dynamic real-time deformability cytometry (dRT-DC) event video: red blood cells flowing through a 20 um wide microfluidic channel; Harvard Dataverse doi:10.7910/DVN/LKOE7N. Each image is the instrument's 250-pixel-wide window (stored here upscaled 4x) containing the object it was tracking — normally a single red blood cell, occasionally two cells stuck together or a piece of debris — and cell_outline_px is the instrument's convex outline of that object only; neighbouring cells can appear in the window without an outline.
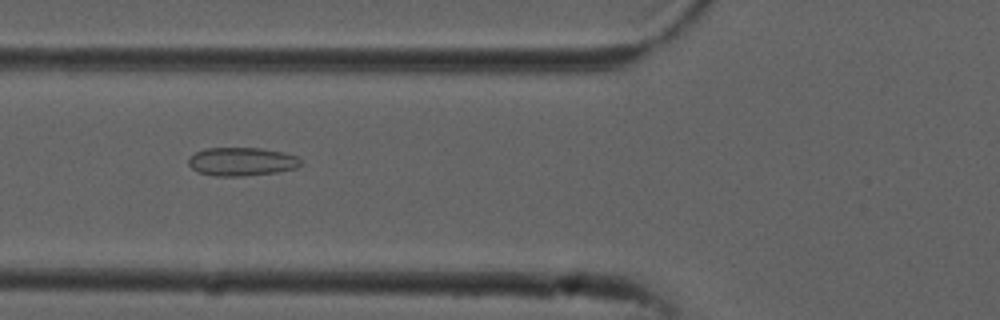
{"species": "common noctule bat (a hibernating species)", "species_latin": "Nyctalus noctula", "temperature_condition": "cold", "stored_images_in_passage": 54, "camera_frame_rate_fps": 3000, "um_per_image_px": 0.085, "animal": {"sex": "male", "forearm_length_mm": 52.5}, "frame": {"image": 1, "passage_image": 20, "time_ms": 6.333, "image_size_px": [1000, 320], "cell_outline_px": [[304, 164], [296, 168], [276, 172], [244, 176], [216, 176], [196, 172], [188, 164], [188, 160], [196, 152], [204, 148], [260, 148], [280, 152], [296, 156]], "centroid_in_image_um": [20.53, 13.74], "position_along_channel_um": 105.3, "area_um2": 18.55}}
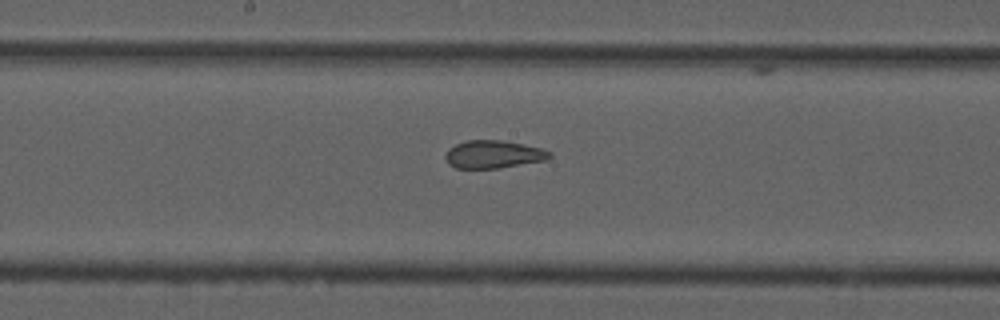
{"frame": {"image": 2, "passage_image": 28, "time_ms": 9.0, "image_size_px": [1000, 320], "cell_outline_px": [[552, 156], [548, 160], [496, 168], [456, 168], [448, 164], [444, 156], [448, 148], [456, 144], [468, 140], [500, 140], [544, 148], [552, 152]], "centroid_in_image_um": [41.96, 13.11], "position_along_channel_um": 206.2, "area_um2": 16.99}}
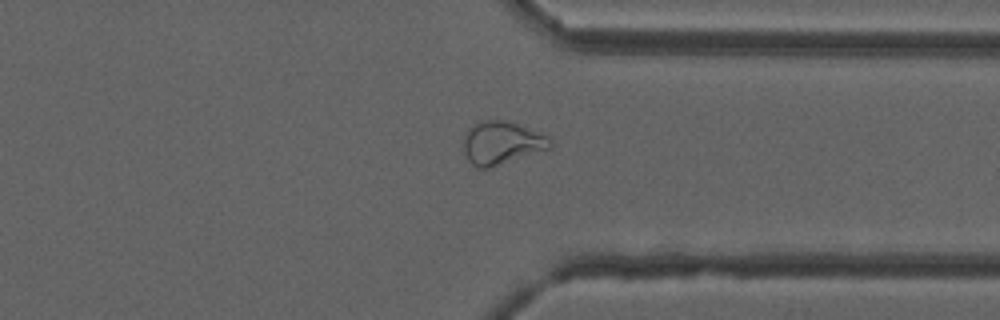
{"frame": {"image": 3, "passage_image": 41, "time_ms": 13.333, "image_size_px": [1000, 320], "cell_outline_px": [[552, 148], [488, 168], [476, 168], [468, 160], [464, 152], [464, 136], [468, 128], [484, 120], [504, 120], [552, 136]], "centroid_in_image_um": [42.68, 12.15], "position_along_channel_um": 368.7, "area_um2": 21.73}, "authors_computed_cell_mechanics": {"area_um2": 22.1663, "velocity_mm_per_s": 3.7782, "shape_relaxation_time_tau1_ms": null, "shape_relaxation_time_tau2_ms": 1.7674, "deformation_change_tau1": null, "deformation_change_tau2": 0.0849}}